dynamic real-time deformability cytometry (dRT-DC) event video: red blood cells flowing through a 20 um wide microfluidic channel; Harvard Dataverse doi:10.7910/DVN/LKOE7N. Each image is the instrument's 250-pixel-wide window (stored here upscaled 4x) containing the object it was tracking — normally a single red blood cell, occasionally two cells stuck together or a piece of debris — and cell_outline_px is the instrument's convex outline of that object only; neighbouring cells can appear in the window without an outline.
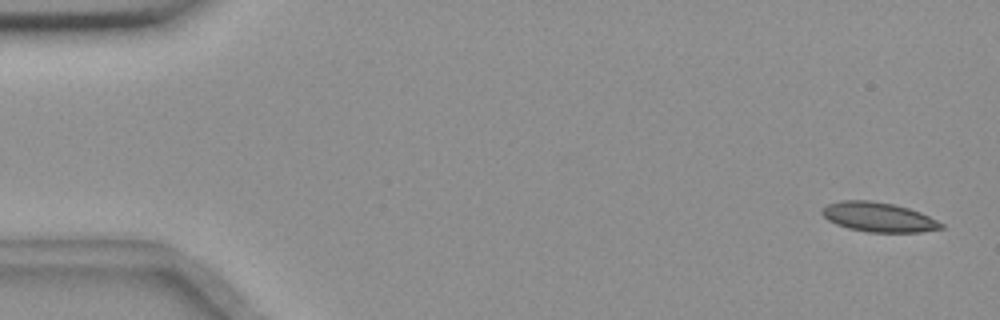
{"species": "common noctule bat (a hibernating species)", "species_latin": "Nyctalus noctula", "temperature_condition": "room temperature", "stored_images_in_passage": 55, "camera_frame_rate_fps": 3000, "um_per_image_px": 0.085, "animal": {"sex": "female", "body_mass_g": 18.4}, "frame": {"image": 1, "passage_image": 2, "time_ms": 0.333, "image_size_px": [1000, 320], "cell_outline_px": [[944, 228], [920, 232], [868, 232], [848, 228], [836, 224], [828, 220], [820, 212], [820, 208], [828, 204], [840, 200], [872, 200], [892, 204], [908, 208], [920, 212], [944, 224]], "centroid_in_image_um": [74.64, 18.45], "position_along_channel_um": 10.4, "area_um2": 20.52}}
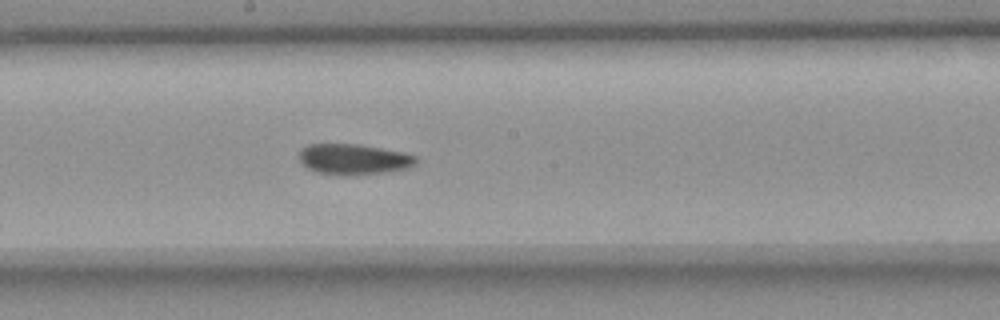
{"frame": {"image": 2, "passage_image": 30, "time_ms": 9.667, "image_size_px": [1000, 320], "cell_outline_px": [[420, 160], [416, 164], [408, 168], [384, 172], [352, 176], [336, 176], [316, 172], [308, 168], [300, 160], [300, 152], [308, 144], [356, 144], [404, 152], [416, 156]], "centroid_in_image_um": [30.1, 13.56], "position_along_channel_um": 218.1, "area_um2": 21.04}}
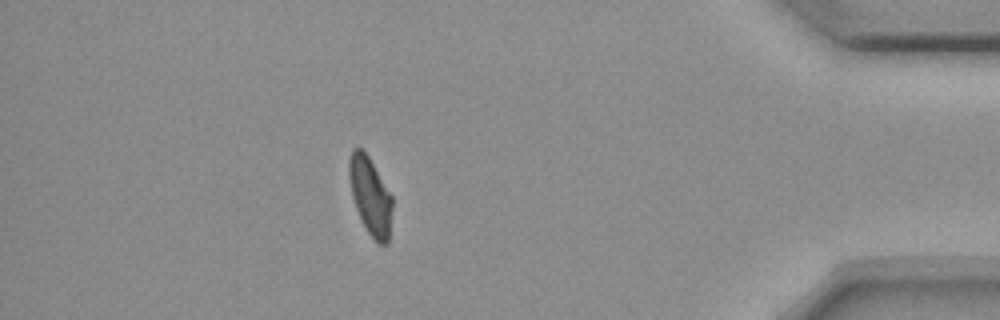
{"frame": {"image": 3, "passage_image": 49, "time_ms": 16.0, "image_size_px": [1000, 320], "cell_outline_px": [[392, 208], [388, 244], [380, 244], [368, 232], [356, 208], [352, 196], [348, 176], [348, 160], [352, 148], [360, 148], [368, 156], [392, 196]], "centroid_in_image_um": [31.46, 16.63], "position_along_channel_um": 403.7, "area_um2": 19.25}, "authors_computed_cell_mechanics": {"area_um2": 20.8658, "velocity_mm_per_s": 3.6387, "shape_relaxation_time_tau1_ms": null, "shape_relaxation_time_tau2_ms": 3.8201, "deformation_change_tau1": null, "deformation_change_tau2": 0.1002}}